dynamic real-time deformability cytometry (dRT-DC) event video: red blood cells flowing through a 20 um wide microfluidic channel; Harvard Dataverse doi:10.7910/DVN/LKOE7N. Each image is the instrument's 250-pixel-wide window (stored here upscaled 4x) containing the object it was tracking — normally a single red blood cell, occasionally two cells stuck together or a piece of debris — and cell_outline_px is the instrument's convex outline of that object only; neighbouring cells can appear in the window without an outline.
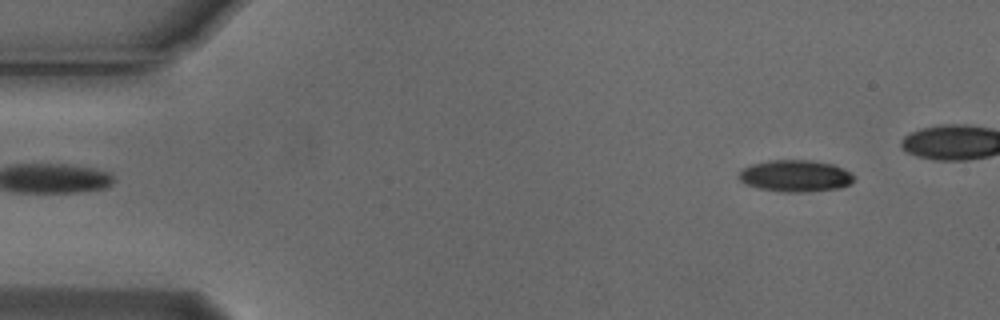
{"species": "Egyptian fruit bat (a non-hibernating species)", "species_latin": "Rousettus aegyptiacus", "temperature_condition": "cold", "stored_images_in_passage": 47, "camera_frame_rate_fps": 3000, "um_per_image_px": 0.085, "animal": {"sex": "male"}, "frame": {"image": 1, "passage_image": 5, "time_ms": 1.333, "image_size_px": [1000, 320], "cell_outline_px": [[856, 176], [848, 184], [840, 188], [800, 192], [780, 192], [756, 188], [744, 184], [736, 176], [744, 168], [752, 164], [768, 160], [812, 160], [832, 164]], "centroid_in_image_um": [67.54, 14.95], "position_along_channel_um": 17.5, "area_um2": 21.27}}
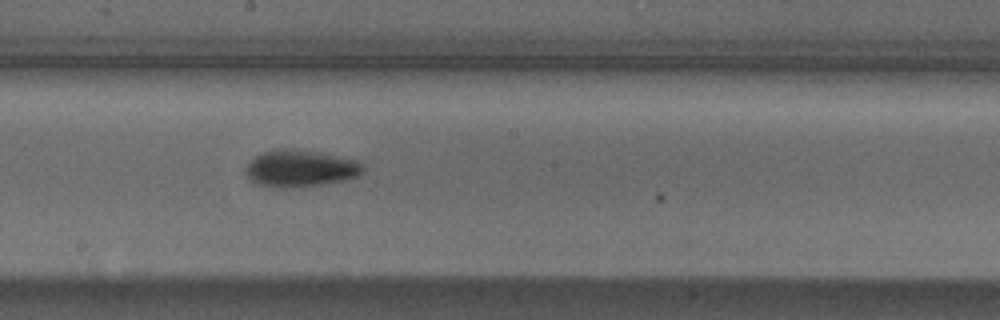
{"frame": {"image": 2, "passage_image": 29, "time_ms": 9.333, "image_size_px": [1000, 320], "cell_outline_px": [[364, 172], [356, 176], [344, 180], [320, 184], [292, 188], [280, 188], [260, 184], [252, 180], [244, 172], [244, 168], [260, 152], [276, 148], [292, 148], [316, 152], [360, 160], [364, 164]], "centroid_in_image_um": [25.54, 14.3], "position_along_channel_um": 222.7, "area_um2": 25.32}}
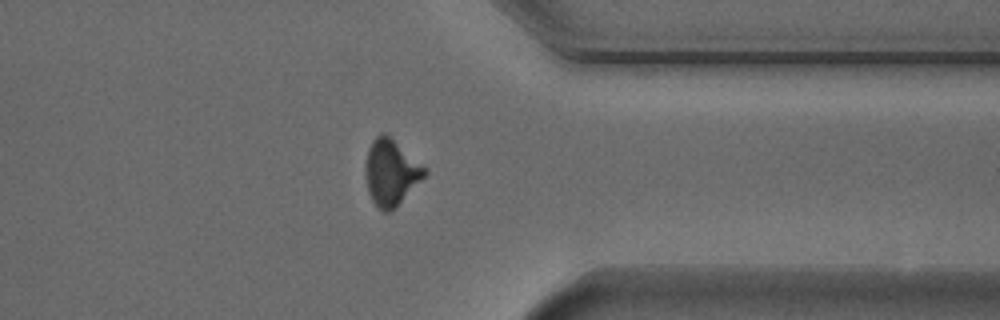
{"frame": {"image": 3, "passage_image": 42, "time_ms": 13.667, "image_size_px": [1000, 320], "cell_outline_px": [[428, 172], [388, 212], [384, 212], [372, 200], [368, 192], [364, 176], [364, 164], [368, 148], [372, 140], [376, 136], [384, 132], [424, 168]], "centroid_in_image_um": [33.14, 14.63], "position_along_channel_um": 378.3, "area_um2": 21.79}, "authors_computed_cell_mechanics": {"area_um2": 22.7154, "velocity_mm_per_s": 3.7632, "shape_relaxation_time_tau1_ms": 3.8404, "shape_relaxation_time_tau2_ms": 4.2227, "deformation_change_tau1": 0.1282, "deformation_change_tau2": 0.1078}}